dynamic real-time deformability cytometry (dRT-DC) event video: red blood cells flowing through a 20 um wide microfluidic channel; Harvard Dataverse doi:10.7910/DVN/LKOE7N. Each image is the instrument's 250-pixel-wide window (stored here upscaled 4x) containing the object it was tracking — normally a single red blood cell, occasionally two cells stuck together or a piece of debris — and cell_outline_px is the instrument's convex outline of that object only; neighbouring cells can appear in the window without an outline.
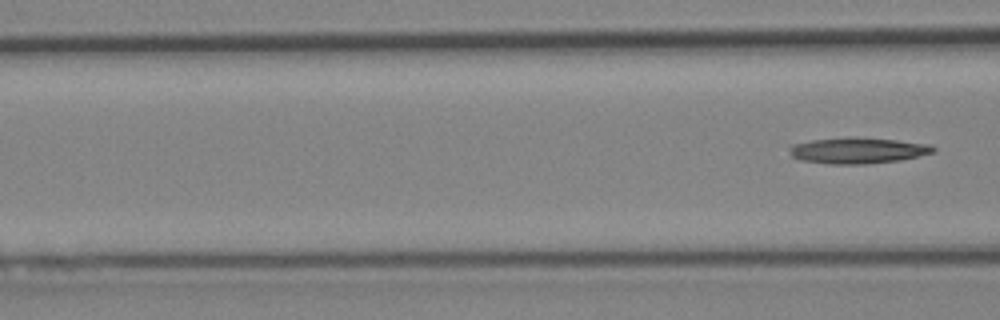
{"species": "Egyptian fruit bat (a non-hibernating species)", "species_latin": "Rousettus aegyptiacus", "temperature_condition": "cold", "stored_images_in_passage": 5, "camera_frame_rate_fps": 3000, "um_per_image_px": 0.085, "animal": {"sex": "female"}, "frame": {"image": 1, "passage_image": 5, "time_ms": 5.667, "image_size_px": [1000, 320], "cell_outline_px": [[936, 152], [900, 160], [864, 164], [828, 164], [804, 160], [792, 156], [788, 148], [792, 144], [812, 140], [848, 136], [856, 136], [896, 140], [932, 144], [936, 148]], "centroid_in_image_um": [72.95, 12.77], "position_along_channel_um": 93.7, "area_um2": 22.02}}